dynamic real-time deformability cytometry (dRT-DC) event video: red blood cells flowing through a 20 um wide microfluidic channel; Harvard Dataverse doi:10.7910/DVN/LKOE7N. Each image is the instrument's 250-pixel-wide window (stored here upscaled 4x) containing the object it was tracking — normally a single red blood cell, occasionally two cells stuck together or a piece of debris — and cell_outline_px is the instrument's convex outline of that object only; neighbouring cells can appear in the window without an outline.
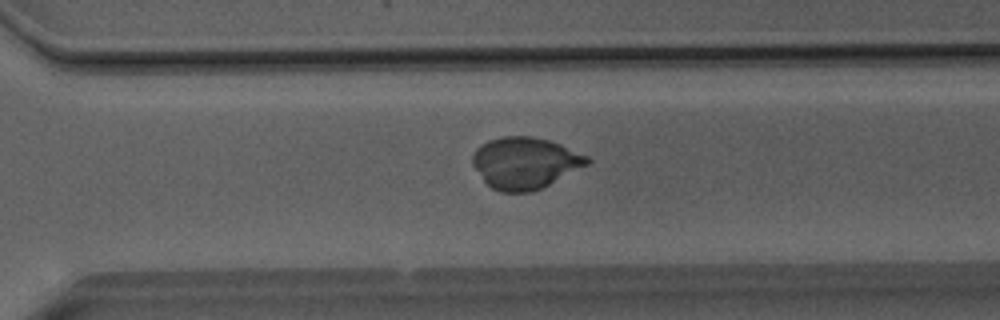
{"species": "Egyptian fruit bat (a non-hibernating species)", "species_latin": "Rousettus aegyptiacus", "temperature_condition": "room temperature", "stored_images_in_passage": 51, "camera_frame_rate_fps": 3000, "um_per_image_px": 0.085, "animal": {"sex": "male"}, "frame": {"image": 1, "passage_image": 36, "time_ms": 11.667, "image_size_px": [1000, 320], "cell_outline_px": [[592, 160], [588, 164], [540, 188], [528, 192], [500, 192], [492, 188], [484, 180], [472, 164], [472, 156], [476, 148], [480, 144], [488, 140], [504, 136], [532, 136], [548, 140], [560, 144], [588, 156]], "centroid_in_image_um": [44.6, 13.83], "position_along_channel_um": 326.0, "area_um2": 34.1}}
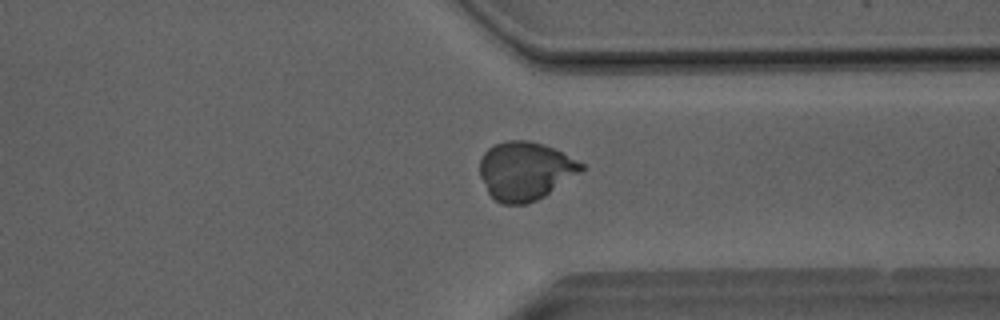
{"frame": {"image": 2, "passage_image": 39, "time_ms": 12.667, "image_size_px": [1000, 320], "cell_outline_px": [[588, 168], [544, 196], [528, 204], [504, 204], [496, 200], [488, 192], [480, 176], [480, 160], [484, 152], [488, 148], [496, 144], [508, 140], [528, 140], [544, 144], [584, 164]], "centroid_in_image_um": [44.65, 14.52], "position_along_channel_um": 366.7, "area_um2": 34.45}}
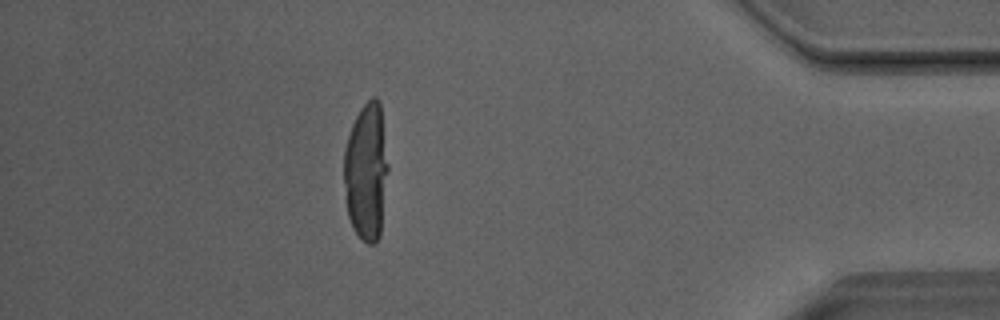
{"frame": {"image": 3, "passage_image": 45, "time_ms": 14.667, "image_size_px": [1000, 320], "cell_outline_px": [[388, 168], [380, 236], [376, 244], [368, 244], [352, 228], [348, 216], [344, 184], [344, 148], [352, 124], [360, 108], [372, 96], [376, 96], [380, 100], [388, 164]], "centroid_in_image_um": [31.14, 14.57], "position_along_channel_um": 404.1, "area_um2": 35.55}}